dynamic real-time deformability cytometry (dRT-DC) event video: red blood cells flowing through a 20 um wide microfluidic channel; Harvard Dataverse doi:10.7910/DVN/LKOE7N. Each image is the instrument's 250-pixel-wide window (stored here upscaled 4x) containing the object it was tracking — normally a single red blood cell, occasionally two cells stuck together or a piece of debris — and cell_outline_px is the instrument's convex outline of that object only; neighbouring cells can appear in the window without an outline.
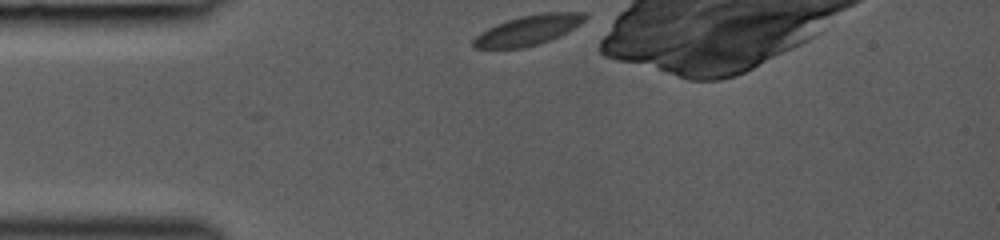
{"species": "common noctule bat (a hibernating species)", "species_latin": "Nyctalus noctula", "temperature_condition": "room temperature", "stored_images_in_passage": 30, "camera_frame_rate_fps": 3000, "um_per_image_px": 0.085, "animal": {"sex": "female", "body_mass_g": 19.0, "forearm_length_mm": 53.3}, "frame": {"image": 1, "passage_image": 1, "time_ms": 0.0, "image_size_px": [1000, 240], "cell_outline_px": [[588, 16], [580, 24], [560, 36], [540, 44], [524, 48], [472, 48], [472, 40], [480, 32], [496, 24], [520, 16], [544, 12], [588, 12]], "centroid_in_image_um": [44.91, 2.56], "position_along_channel_um": 40.1, "area_um2": 19.59}}
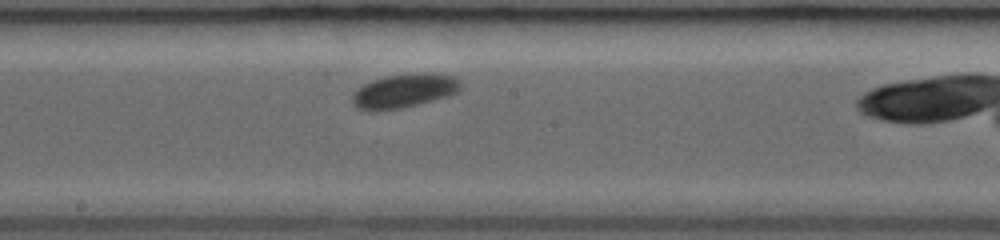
{"frame": {"image": 2, "passage_image": 15, "time_ms": 4.667, "image_size_px": [1000, 240], "cell_outline_px": [[460, 88], [456, 92], [448, 96], [404, 108], [372, 112], [368, 112], [356, 108], [352, 104], [352, 96], [364, 84], [372, 80], [384, 76], [452, 76], [460, 80]], "centroid_in_image_um": [34.25, 7.81], "position_along_channel_um": 214.0, "area_um2": 20.58}}
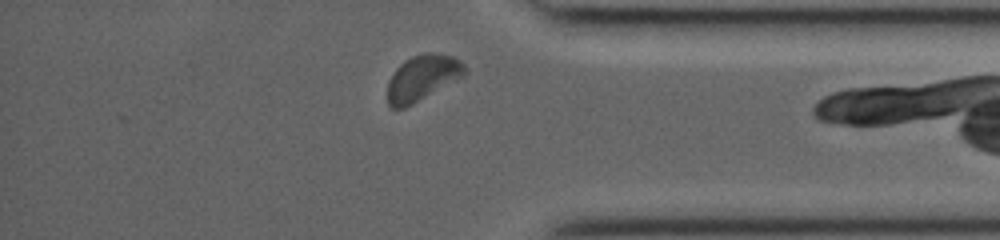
{"frame": {"image": 3, "passage_image": 28, "time_ms": 9.0, "image_size_px": [1000, 240], "cell_outline_px": [[468, 68], [464, 76], [412, 104], [404, 108], [392, 108], [388, 104], [388, 80], [396, 68], [404, 60], [412, 56], [424, 52], [432, 52], [452, 56], [460, 60]], "centroid_in_image_um": [35.91, 6.59], "position_along_channel_um": 399.3, "area_um2": 20.58}}